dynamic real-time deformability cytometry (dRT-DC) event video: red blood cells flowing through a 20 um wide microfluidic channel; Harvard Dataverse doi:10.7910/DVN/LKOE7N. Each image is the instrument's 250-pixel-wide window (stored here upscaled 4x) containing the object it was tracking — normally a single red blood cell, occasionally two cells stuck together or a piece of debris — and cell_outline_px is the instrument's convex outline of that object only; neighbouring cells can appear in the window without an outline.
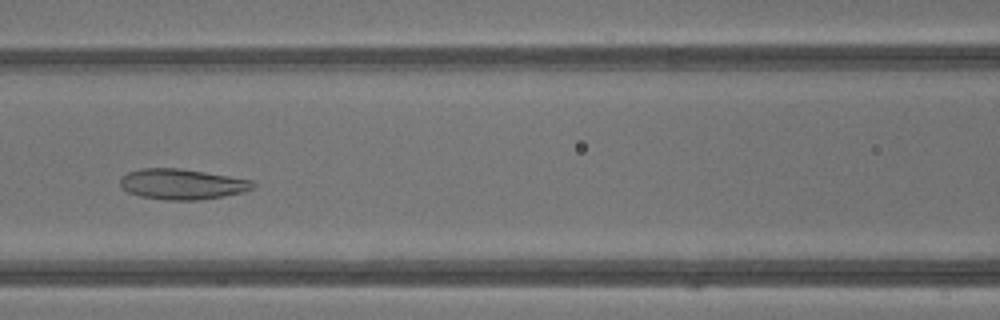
{"species": "common noctule bat (a hibernating species)", "species_latin": "Nyctalus noctula", "temperature_condition": "warm", "stored_images_in_passage": 30, "camera_frame_rate_fps": 3000, "um_per_image_px": 0.085, "animal": {"sex": "male", "body_mass_g": 13.3}, "frame": {"image": 1, "passage_image": 13, "time_ms": 4.0, "image_size_px": [1000, 320], "cell_outline_px": [[256, 184], [252, 188], [240, 192], [200, 200], [164, 200], [140, 196], [128, 192], [120, 188], [120, 180], [128, 172], [140, 168], [180, 168], [252, 180]], "centroid_in_image_um": [15.42, 15.65], "position_along_channel_um": 151.2, "area_um2": 23.41}}
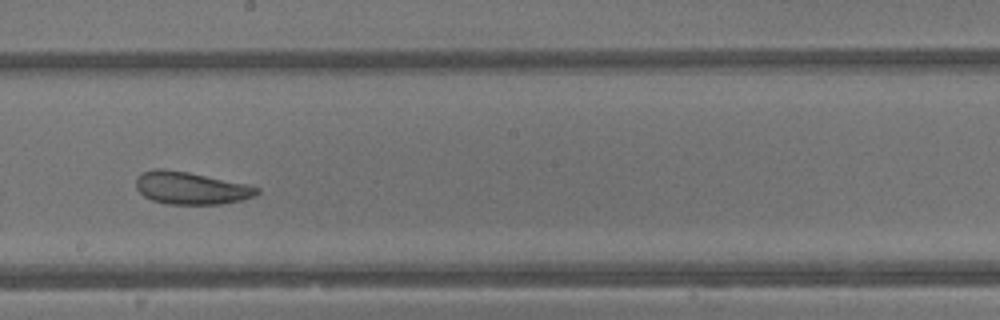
{"frame": {"image": 2, "passage_image": 18, "time_ms": 5.667, "image_size_px": [1000, 320], "cell_outline_px": [[260, 192], [256, 196], [240, 200], [220, 204], [168, 204], [152, 200], [144, 196], [136, 188], [136, 180], [144, 172], [156, 168], [164, 168], [188, 172], [248, 184], [260, 188]], "centroid_in_image_um": [16.26, 15.98], "position_along_channel_um": 231.9, "area_um2": 22.83}, "authors_computed_cell_mechanics": {"area_um2": 25.0274, "velocity_mm_per_s": 4.8664, "shape_relaxation_time_tau1_ms": 5.3149, "shape_relaxation_time_tau2_ms": 2.0445, "deformation_change_tau1": 0.1115, "deformation_change_tau2": 0.1034}}